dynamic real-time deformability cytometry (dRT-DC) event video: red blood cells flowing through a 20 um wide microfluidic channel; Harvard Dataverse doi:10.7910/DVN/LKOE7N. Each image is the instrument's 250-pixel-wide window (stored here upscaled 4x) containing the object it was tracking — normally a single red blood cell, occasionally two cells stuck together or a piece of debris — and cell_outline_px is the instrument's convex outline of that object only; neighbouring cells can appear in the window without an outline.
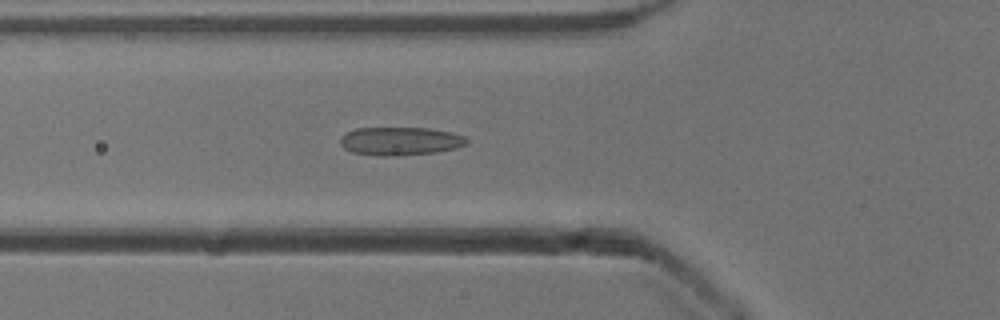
{"species": "common noctule bat (a hibernating species)", "species_latin": "Nyctalus noctula", "temperature_condition": "cold", "stored_images_in_passage": 53, "camera_frame_rate_fps": 3000, "um_per_image_px": 0.085, "animal": {"sex": "male", "body_mass_g": 13.3}, "frame": {"image": 1, "passage_image": 19, "time_ms": 6.0, "image_size_px": [1000, 320], "cell_outline_px": [[468, 144], [456, 148], [432, 152], [392, 156], [376, 156], [352, 152], [344, 148], [340, 144], [340, 136], [356, 128], [428, 128], [448, 132], [464, 136], [468, 140]], "centroid_in_image_um": [33.98, 12.0], "position_along_channel_um": 91.8, "area_um2": 20.69}}
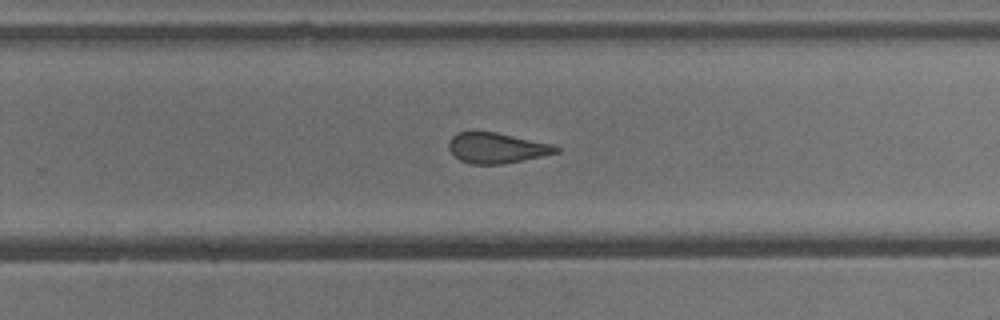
{"frame": {"image": 2, "passage_image": 34, "time_ms": 11.0, "image_size_px": [1000, 320], "cell_outline_px": [[560, 152], [500, 164], [472, 164], [460, 160], [448, 148], [448, 144], [452, 136], [456, 132], [496, 132], [552, 144], [560, 148]], "centroid_in_image_um": [42.2, 12.57], "position_along_channel_um": 287.6, "area_um2": 18.73}}
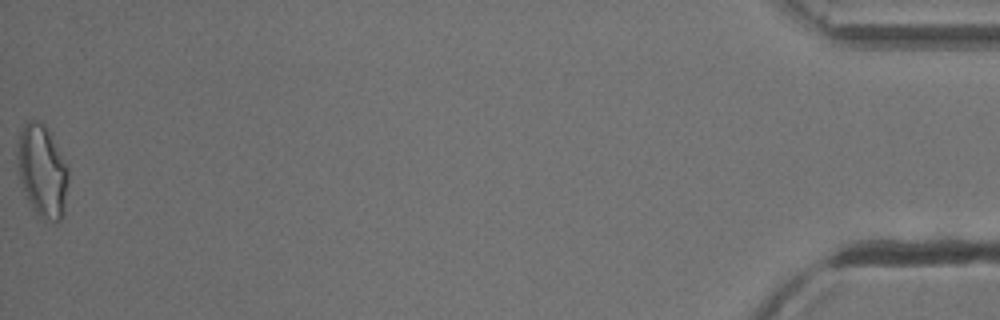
{"frame": {"image": 3, "passage_image": 53, "time_ms": 17.333, "image_size_px": [1000, 320], "cell_outline_px": [[68, 180], [64, 212], [60, 220], [44, 220], [36, 212], [28, 200], [20, 180], [16, 168], [16, 152], [20, 132], [24, 124], [28, 120], [36, 120], [44, 124], [68, 164]], "centroid_in_image_um": [3.58, 14.51], "position_along_channel_um": 431.6, "area_um2": 27.46}, "authors_computed_cell_mechanics": {"area_um2": 21.2704, "velocity_mm_per_s": 3.9039, "shape_relaxation_time_tau1_ms": 6.4905, "shape_relaxation_time_tau2_ms": 1.5735, "deformation_change_tau1": 0.1789, "deformation_change_tau2": 0.1122}}